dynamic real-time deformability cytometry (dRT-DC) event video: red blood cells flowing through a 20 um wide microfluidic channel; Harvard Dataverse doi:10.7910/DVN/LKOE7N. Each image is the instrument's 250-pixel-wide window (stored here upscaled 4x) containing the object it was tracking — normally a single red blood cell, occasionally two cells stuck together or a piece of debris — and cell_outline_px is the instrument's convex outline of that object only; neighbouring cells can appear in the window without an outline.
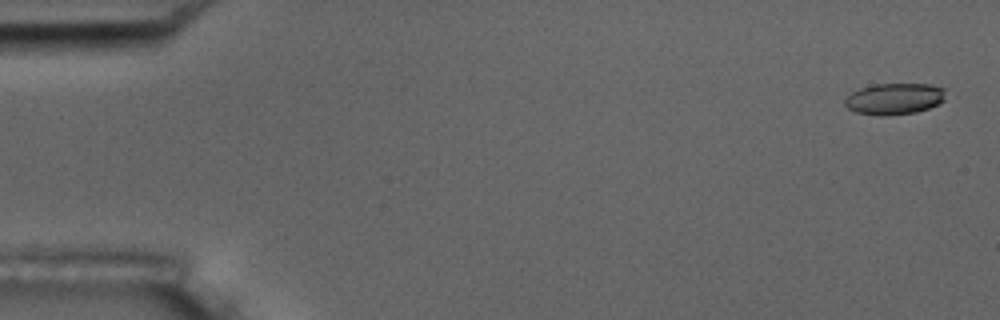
{"species": "common noctule bat (a hibernating species)", "species_latin": "Nyctalus noctula", "temperature_condition": "room temperature", "stored_images_in_passage": 6, "camera_frame_rate_fps": 3000, "um_per_image_px": 0.085, "animal": {"sex": "male", "body_mass_g": 17.5, "forearm_length_mm": 52.3}, "frame": {"image": 1, "passage_image": 1, "time_ms": 0.0, "image_size_px": [1000, 320], "cell_outline_px": [[948, 88], [944, 100], [940, 104], [916, 112], [888, 116], [876, 116], [856, 112], [848, 108], [844, 104], [844, 100], [852, 92], [860, 88], [876, 84], [932, 84]], "centroid_in_image_um": [76.08, 8.4], "position_along_channel_um": 8.9, "area_um2": 18.79}}